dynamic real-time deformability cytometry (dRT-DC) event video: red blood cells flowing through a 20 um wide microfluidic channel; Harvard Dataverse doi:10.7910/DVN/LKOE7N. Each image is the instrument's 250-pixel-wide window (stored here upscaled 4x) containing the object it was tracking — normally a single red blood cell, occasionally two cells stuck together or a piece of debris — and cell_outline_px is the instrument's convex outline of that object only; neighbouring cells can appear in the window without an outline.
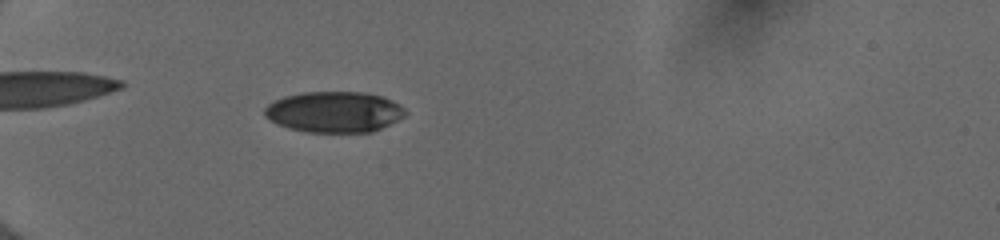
{"species": "human", "species_latin": "Homo sapiens", "temperature_condition": "cold", "stored_images_in_passage": 55, "camera_frame_rate_fps": 3000, "um_per_image_px": 0.085, "donor": {"sex": "female"}, "frame": {"image": 1, "passage_image": 20, "time_ms": 6.333, "image_size_px": [1000, 240], "cell_outline_px": [[408, 112], [404, 116], [372, 132], [304, 132], [288, 128], [276, 124], [268, 120], [264, 116], [264, 108], [268, 104], [284, 96], [300, 92], [364, 92], [384, 96], [400, 104]], "centroid_in_image_um": [28.38, 9.51], "position_along_channel_um": 56.6, "area_um2": 33.81}}
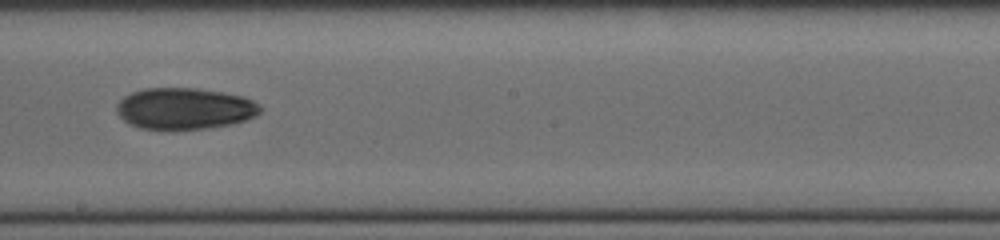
{"frame": {"image": 2, "passage_image": 35, "time_ms": 11.333, "image_size_px": [1000, 240], "cell_outline_px": [[264, 108], [256, 116], [232, 124], [208, 128], [140, 128], [128, 124], [116, 112], [116, 104], [124, 96], [132, 92], [144, 88], [196, 88], [224, 92], [244, 96], [260, 104]], "centroid_in_image_um": [15.71, 9.21], "position_along_channel_um": 232.5, "area_um2": 34.68}}
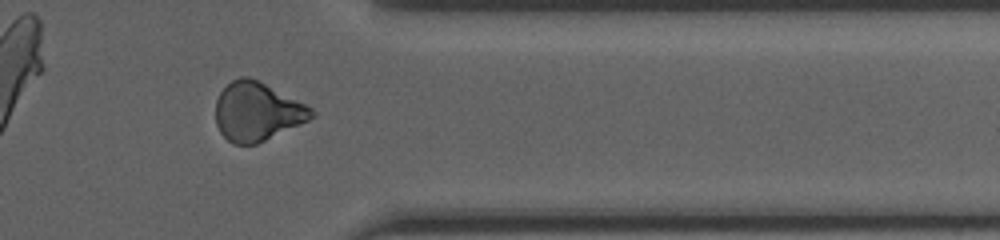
{"frame": {"image": 3, "passage_image": 47, "time_ms": 15.333, "image_size_px": [1000, 240], "cell_outline_px": [[316, 116], [308, 120], [256, 144], [232, 144], [220, 132], [216, 124], [216, 100], [220, 92], [232, 80], [240, 76], [248, 76], [312, 108], [316, 112]], "centroid_in_image_um": [21.82, 9.5], "position_along_channel_um": 389.6, "area_um2": 32.19}}